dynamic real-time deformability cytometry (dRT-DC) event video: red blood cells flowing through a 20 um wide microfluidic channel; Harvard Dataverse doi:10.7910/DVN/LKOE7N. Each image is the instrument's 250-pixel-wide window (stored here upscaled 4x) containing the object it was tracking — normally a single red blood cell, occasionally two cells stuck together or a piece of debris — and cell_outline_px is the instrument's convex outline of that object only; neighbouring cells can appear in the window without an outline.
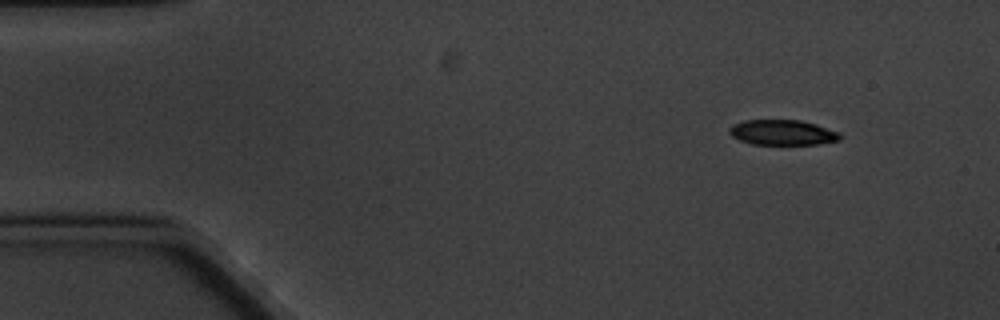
{"species": "common noctule bat (a hibernating species)", "species_latin": "Nyctalus noctula", "temperature_condition": "cold", "stored_images_in_passage": 4, "camera_frame_rate_fps": 3000, "um_per_image_px": 0.085, "animal": {"sex": "male", "body_mass_g": 20.1, "forearm_length_mm": 53.5}, "frame": {"image": 1, "passage_image": 1, "time_ms": 0.0, "image_size_px": [1000, 320], "cell_outline_px": [[844, 136], [840, 140], [816, 144], [752, 144], [740, 140], [732, 136], [728, 132], [728, 128], [732, 124], [744, 120], [800, 120], [816, 124], [840, 132]], "centroid_in_image_um": [66.52, 11.25], "position_along_channel_um": 18.5, "area_um2": 16.42}}